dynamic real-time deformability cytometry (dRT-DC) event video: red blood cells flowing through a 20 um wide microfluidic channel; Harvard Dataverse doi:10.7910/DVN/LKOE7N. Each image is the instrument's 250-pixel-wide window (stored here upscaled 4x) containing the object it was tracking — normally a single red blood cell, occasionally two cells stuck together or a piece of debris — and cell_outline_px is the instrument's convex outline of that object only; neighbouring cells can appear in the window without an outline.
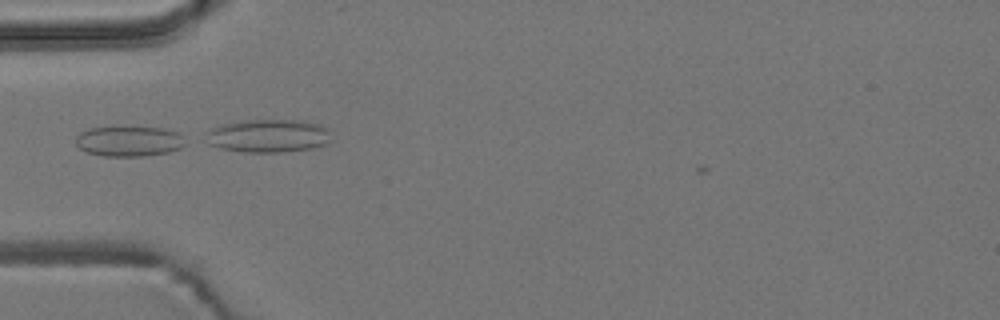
{"species": "common noctule bat (a hibernating species)", "species_latin": "Nyctalus noctula", "temperature_condition": "room temperature", "stored_images_in_passage": 8, "camera_frame_rate_fps": 3000, "um_per_image_px": 0.085, "animal": {"sex": "male", "body_mass_g": 19.2, "forearm_length_mm": 51.8}, "frame": {"image": 1, "passage_image": 5, "time_ms": 1.333, "image_size_px": [1000, 320], "cell_outline_px": [[184, 144], [180, 148], [168, 152], [144, 156], [104, 156], [88, 152], [80, 148], [76, 144], [76, 136], [80, 132], [88, 128], [132, 124], [164, 128], [176, 132], [180, 136]], "centroid_in_image_um": [10.92, 11.95], "position_along_channel_um": 74.1, "area_um2": 19.94}}